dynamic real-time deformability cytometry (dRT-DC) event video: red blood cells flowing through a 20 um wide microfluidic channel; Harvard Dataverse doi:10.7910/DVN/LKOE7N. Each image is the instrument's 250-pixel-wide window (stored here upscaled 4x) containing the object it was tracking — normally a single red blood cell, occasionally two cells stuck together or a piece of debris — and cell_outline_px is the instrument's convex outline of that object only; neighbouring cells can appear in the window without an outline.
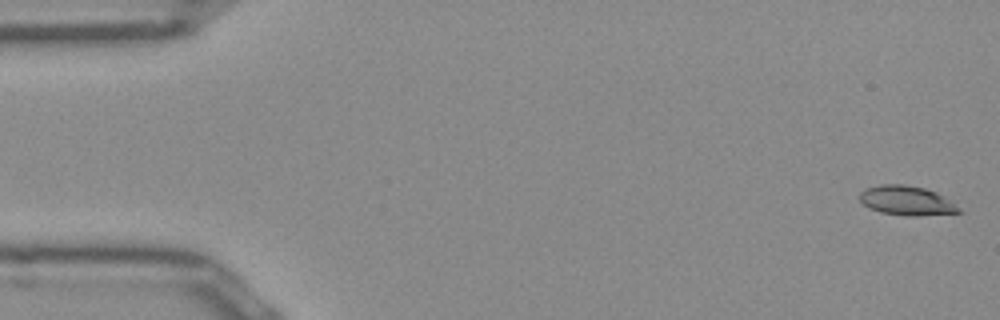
{"species": "Egyptian fruit bat (a non-hibernating species)", "species_latin": "Rousettus aegyptiacus", "temperature_condition": "room temperature", "stored_images_in_passage": 51, "camera_frame_rate_fps": 3000, "um_per_image_px": 0.085, "frame": {"image": 1, "passage_image": 1, "time_ms": 0.0, "image_size_px": [1000, 320], "cell_outline_px": [[964, 212], [920, 216], [908, 216], [880, 212], [868, 208], [860, 200], [860, 192], [864, 188], [880, 184], [904, 184], [924, 188], [936, 192], [960, 208]], "centroid_in_image_um": [77.04, 17.05], "position_along_channel_um": 8.0, "area_um2": 17.05}}
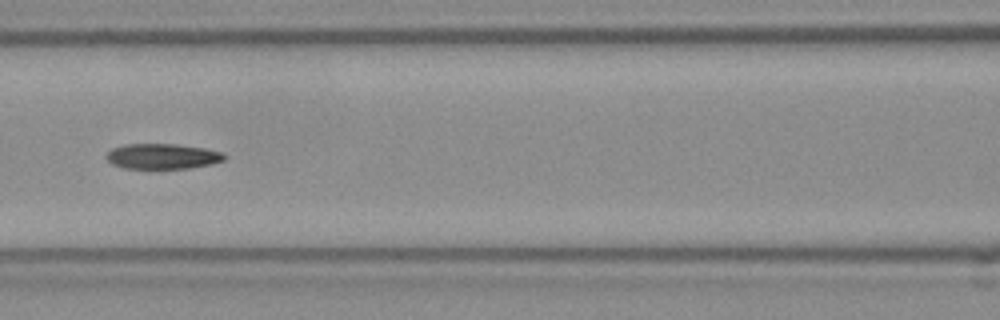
{"frame": {"image": 2, "passage_image": 22, "time_ms": 7.0, "image_size_px": [1000, 320], "cell_outline_px": [[228, 156], [224, 160], [212, 164], [188, 168], [124, 168], [112, 164], [104, 156], [112, 148], [124, 144], [172, 144], [204, 148], [220, 152]], "centroid_in_image_um": [13.79, 13.28], "position_along_channel_um": 152.8, "area_um2": 17.34}}
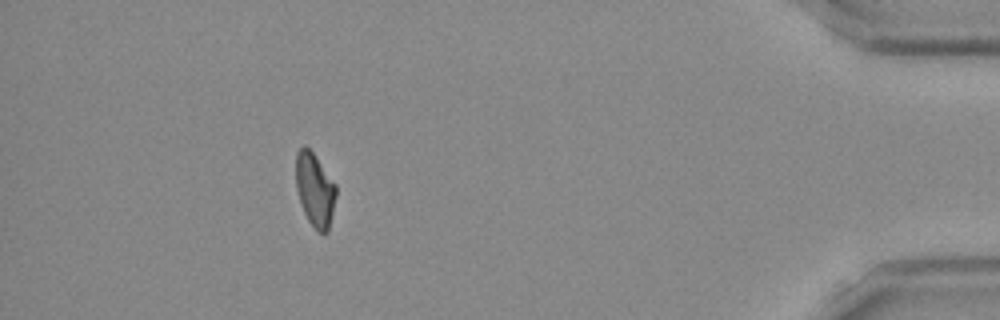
{"frame": {"image": 3, "passage_image": 46, "time_ms": 15.0, "image_size_px": [1000, 320], "cell_outline_px": [[336, 196], [328, 232], [316, 232], [308, 220], [304, 212], [296, 188], [296, 152], [304, 144], [312, 152], [336, 184]], "centroid_in_image_um": [26.76, 16.13], "position_along_channel_um": 408.4, "area_um2": 17.11}}